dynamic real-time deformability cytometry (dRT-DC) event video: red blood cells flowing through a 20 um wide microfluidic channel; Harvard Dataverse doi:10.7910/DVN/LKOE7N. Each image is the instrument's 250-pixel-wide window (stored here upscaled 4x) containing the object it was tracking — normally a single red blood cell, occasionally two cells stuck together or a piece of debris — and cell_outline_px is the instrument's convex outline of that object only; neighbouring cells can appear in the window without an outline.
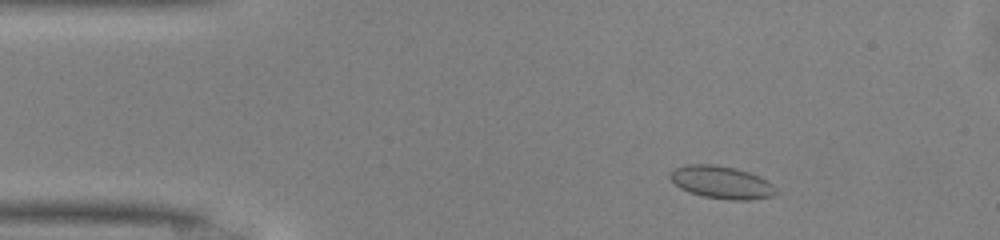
{"species": "common noctule bat (a hibernating species)", "species_latin": "Nyctalus noctula", "temperature_condition": "warm", "stored_images_in_passage": 47, "camera_frame_rate_fps": 3000, "um_per_image_px": 0.085, "animal": {"sex": "male", "body_mass_g": 13.0, "forearm_length_mm": 53.1}, "frame": {"image": 1, "passage_image": 5, "time_ms": 1.333, "image_size_px": [1000, 240], "cell_outline_px": [[776, 192], [772, 196], [752, 200], [728, 200], [704, 196], [688, 192], [680, 188], [668, 176], [668, 172], [676, 168], [688, 164], [712, 164], [736, 168], [760, 176], [768, 180], [772, 184]], "centroid_in_image_um": [61.32, 15.49], "position_along_channel_um": 23.7, "area_um2": 20.17}}
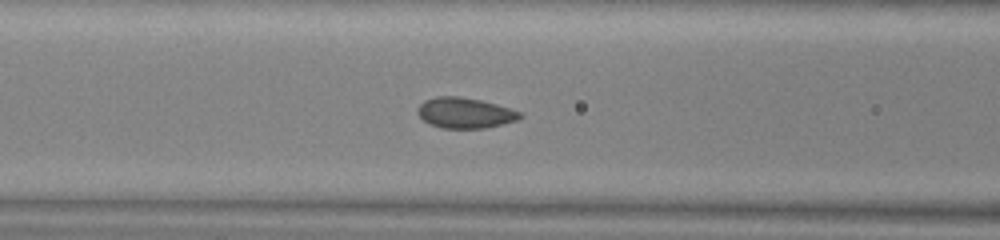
{"frame": {"image": 2, "passage_image": 17, "time_ms": 5.333, "image_size_px": [1000, 240], "cell_outline_px": [[524, 116], [516, 120], [484, 128], [440, 128], [424, 120], [416, 112], [420, 104], [424, 100], [436, 96], [460, 96], [480, 100], [496, 104], [520, 112]], "centroid_in_image_um": [39.49, 9.58], "position_along_channel_um": 127.1, "area_um2": 18.03}}
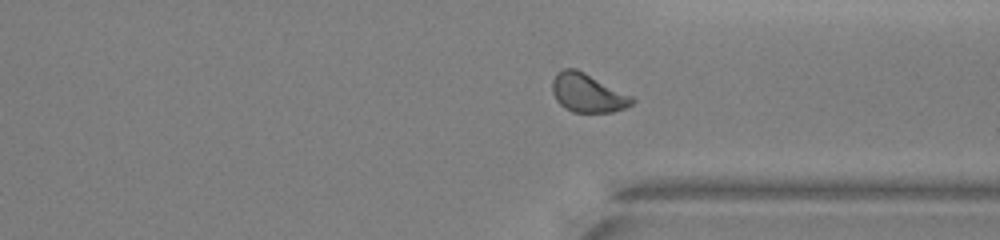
{"frame": {"image": 3, "passage_image": 34, "time_ms": 11.0, "image_size_px": [1000, 240], "cell_outline_px": [[636, 100], [632, 104], [624, 108], [612, 112], [572, 112], [564, 108], [556, 100], [552, 92], [552, 80], [556, 72], [564, 68], [576, 68], [632, 96]], "centroid_in_image_um": [49.92, 7.9], "position_along_channel_um": 361.5, "area_um2": 17.98}, "authors_computed_cell_mechanics": {"area_um2": 18.0914, "velocity_mm_per_s": 4.1401, "shape_relaxation_time_tau1_ms": 5.532, "shape_relaxation_time_tau2_ms": 0.4812, "deformation_change_tau1": 0.1022, "deformation_change_tau2": 0.0447}}